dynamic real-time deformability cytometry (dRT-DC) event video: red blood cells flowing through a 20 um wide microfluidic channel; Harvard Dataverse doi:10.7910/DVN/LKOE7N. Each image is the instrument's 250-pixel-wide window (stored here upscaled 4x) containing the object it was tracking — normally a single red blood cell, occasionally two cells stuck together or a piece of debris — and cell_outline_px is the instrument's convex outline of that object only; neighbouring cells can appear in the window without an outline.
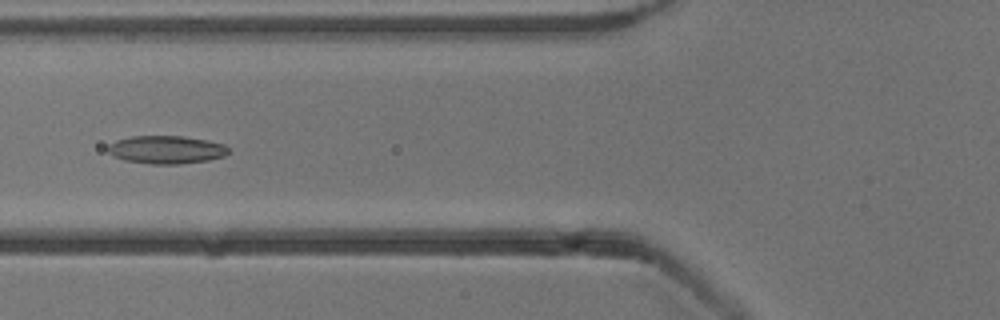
{"species": "common noctule bat (a hibernating species)", "species_latin": "Nyctalus noctula", "temperature_condition": "cold", "stored_images_in_passage": 6, "camera_frame_rate_fps": 3000, "um_per_image_px": 0.085, "animal": {"sex": "male", "body_mass_g": 13.3}, "frame": {"image": 1, "passage_image": 6, "time_ms": 6.667, "image_size_px": [1000, 320], "cell_outline_px": [[228, 152], [224, 156], [208, 160], [180, 164], [152, 164], [124, 160], [112, 156], [108, 152], [108, 144], [116, 140], [132, 136], [184, 136], [208, 140], [224, 144], [228, 148]], "centroid_in_image_um": [14.12, 12.72], "position_along_channel_um": 111.7, "area_um2": 19.77}}